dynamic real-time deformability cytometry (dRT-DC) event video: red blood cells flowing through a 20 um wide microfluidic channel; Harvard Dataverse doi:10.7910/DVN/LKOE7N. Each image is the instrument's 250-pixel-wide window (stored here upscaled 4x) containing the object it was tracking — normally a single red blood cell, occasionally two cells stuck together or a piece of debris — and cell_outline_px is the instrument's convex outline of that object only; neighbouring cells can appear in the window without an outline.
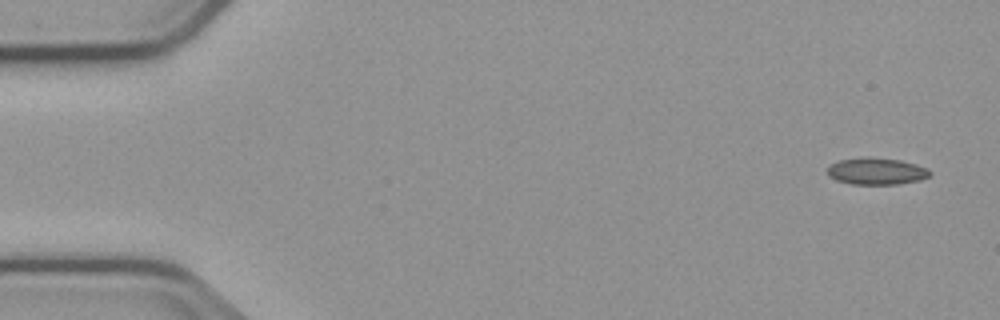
{"species": "common noctule bat (a hibernating species)", "species_latin": "Nyctalus noctula", "temperature_condition": "cold", "stored_images_in_passage": 4, "camera_frame_rate_fps": 3000, "um_per_image_px": 0.085, "animal": {"sex": "male", "body_mass_g": 23.1, "forearm_length_mm": 52.7}, "frame": {"image": 1, "passage_image": 1, "time_ms": 0.0, "image_size_px": [1000, 320], "cell_outline_px": [[932, 172], [928, 176], [920, 180], [896, 184], [852, 184], [836, 180], [828, 176], [828, 168], [832, 164], [840, 160], [868, 156], [900, 160], [916, 164]], "centroid_in_image_um": [74.48, 14.55], "position_along_channel_um": 10.5, "area_um2": 15.9}}
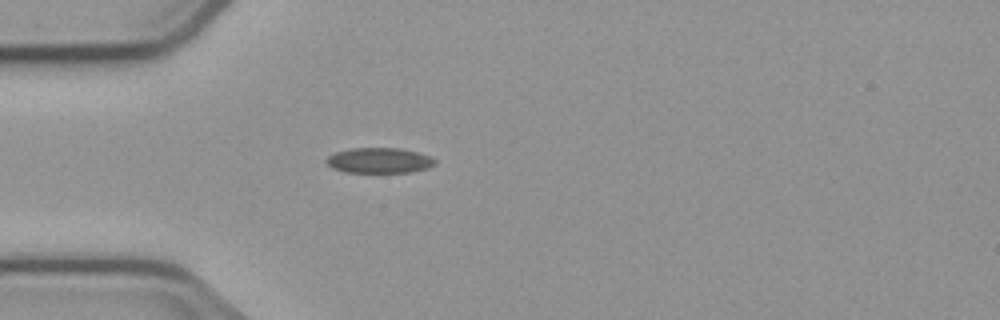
{"frame": {"image": 2, "passage_image": 4, "time_ms": 4.333, "image_size_px": [1000, 320], "cell_outline_px": [[436, 164], [428, 168], [412, 172], [344, 172], [332, 168], [324, 160], [328, 156], [336, 152], [352, 148], [400, 148], [416, 152], [428, 156], [436, 160]], "centroid_in_image_um": [32.22, 13.64], "position_along_channel_um": 52.8, "area_um2": 16.01}}